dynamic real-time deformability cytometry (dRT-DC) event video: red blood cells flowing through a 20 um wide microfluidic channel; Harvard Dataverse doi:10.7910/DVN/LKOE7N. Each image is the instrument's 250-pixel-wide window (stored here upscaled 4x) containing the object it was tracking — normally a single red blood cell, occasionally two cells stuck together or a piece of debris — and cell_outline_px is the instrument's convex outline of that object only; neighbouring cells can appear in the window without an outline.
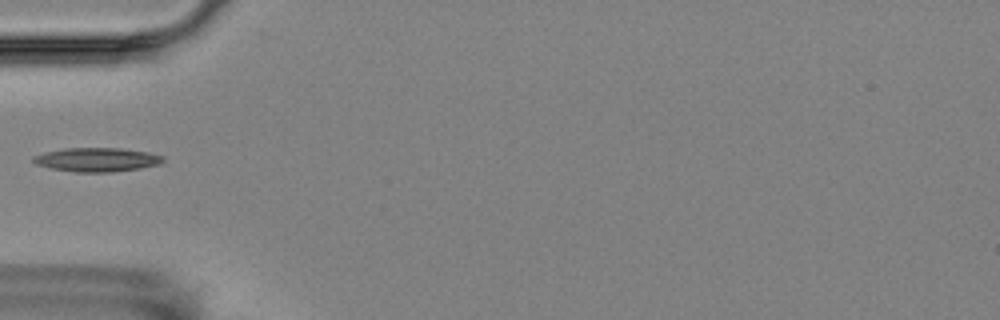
{"species": "Egyptian fruit bat (a non-hibernating species)", "species_latin": "Rousettus aegyptiacus", "temperature_condition": "room temperature", "stored_images_in_passage": 1, "camera_frame_rate_fps": 3000, "um_per_image_px": 0.085, "animal": {"sex": "female"}, "frame": {"image": 1, "passage_image": 1, "time_ms": 0.0, "image_size_px": [1000, 320], "cell_outline_px": [[164, 160], [160, 164], [140, 168], [112, 172], [76, 172], [52, 168], [36, 164], [32, 160], [32, 156], [44, 152], [64, 148], [120, 148], [148, 152], [164, 156]], "centroid_in_image_um": [8.24, 13.56], "position_along_channel_um": 76.8, "area_um2": 18.09}}